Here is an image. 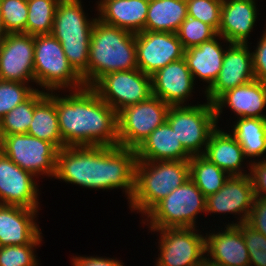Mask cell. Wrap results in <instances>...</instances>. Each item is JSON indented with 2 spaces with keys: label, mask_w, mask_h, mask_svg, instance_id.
Listing matches in <instances>:
<instances>
[{
  "label": "cell",
  "mask_w": 266,
  "mask_h": 266,
  "mask_svg": "<svg viewBox=\"0 0 266 266\" xmlns=\"http://www.w3.org/2000/svg\"><path fill=\"white\" fill-rule=\"evenodd\" d=\"M249 252L250 266H266V237L247 222L237 225Z\"/></svg>",
  "instance_id": "obj_38"
},
{
  "label": "cell",
  "mask_w": 266,
  "mask_h": 266,
  "mask_svg": "<svg viewBox=\"0 0 266 266\" xmlns=\"http://www.w3.org/2000/svg\"><path fill=\"white\" fill-rule=\"evenodd\" d=\"M223 0H188L187 15L210 25L216 32L220 27Z\"/></svg>",
  "instance_id": "obj_36"
},
{
  "label": "cell",
  "mask_w": 266,
  "mask_h": 266,
  "mask_svg": "<svg viewBox=\"0 0 266 266\" xmlns=\"http://www.w3.org/2000/svg\"><path fill=\"white\" fill-rule=\"evenodd\" d=\"M34 177L0 151V204L39 209V186Z\"/></svg>",
  "instance_id": "obj_17"
},
{
  "label": "cell",
  "mask_w": 266,
  "mask_h": 266,
  "mask_svg": "<svg viewBox=\"0 0 266 266\" xmlns=\"http://www.w3.org/2000/svg\"><path fill=\"white\" fill-rule=\"evenodd\" d=\"M40 244L10 245L0 247V266H38L35 249Z\"/></svg>",
  "instance_id": "obj_37"
},
{
  "label": "cell",
  "mask_w": 266,
  "mask_h": 266,
  "mask_svg": "<svg viewBox=\"0 0 266 266\" xmlns=\"http://www.w3.org/2000/svg\"><path fill=\"white\" fill-rule=\"evenodd\" d=\"M137 161H182L192 156L183 148L175 131L165 121L136 149Z\"/></svg>",
  "instance_id": "obj_26"
},
{
  "label": "cell",
  "mask_w": 266,
  "mask_h": 266,
  "mask_svg": "<svg viewBox=\"0 0 266 266\" xmlns=\"http://www.w3.org/2000/svg\"><path fill=\"white\" fill-rule=\"evenodd\" d=\"M187 16L184 0H149L144 31L176 33Z\"/></svg>",
  "instance_id": "obj_29"
},
{
  "label": "cell",
  "mask_w": 266,
  "mask_h": 266,
  "mask_svg": "<svg viewBox=\"0 0 266 266\" xmlns=\"http://www.w3.org/2000/svg\"><path fill=\"white\" fill-rule=\"evenodd\" d=\"M249 46L231 43L226 48L221 70L212 86L204 92L208 102L213 104L225 92L255 79Z\"/></svg>",
  "instance_id": "obj_16"
},
{
  "label": "cell",
  "mask_w": 266,
  "mask_h": 266,
  "mask_svg": "<svg viewBox=\"0 0 266 266\" xmlns=\"http://www.w3.org/2000/svg\"><path fill=\"white\" fill-rule=\"evenodd\" d=\"M189 178V160L137 161L135 189L129 208L143 217Z\"/></svg>",
  "instance_id": "obj_4"
},
{
  "label": "cell",
  "mask_w": 266,
  "mask_h": 266,
  "mask_svg": "<svg viewBox=\"0 0 266 266\" xmlns=\"http://www.w3.org/2000/svg\"><path fill=\"white\" fill-rule=\"evenodd\" d=\"M34 114V93L0 120V135L26 134Z\"/></svg>",
  "instance_id": "obj_32"
},
{
  "label": "cell",
  "mask_w": 266,
  "mask_h": 266,
  "mask_svg": "<svg viewBox=\"0 0 266 266\" xmlns=\"http://www.w3.org/2000/svg\"><path fill=\"white\" fill-rule=\"evenodd\" d=\"M0 80L34 82V36L8 33L0 56Z\"/></svg>",
  "instance_id": "obj_15"
},
{
  "label": "cell",
  "mask_w": 266,
  "mask_h": 266,
  "mask_svg": "<svg viewBox=\"0 0 266 266\" xmlns=\"http://www.w3.org/2000/svg\"><path fill=\"white\" fill-rule=\"evenodd\" d=\"M150 231L160 233L156 266H207L205 236L197 227Z\"/></svg>",
  "instance_id": "obj_11"
},
{
  "label": "cell",
  "mask_w": 266,
  "mask_h": 266,
  "mask_svg": "<svg viewBox=\"0 0 266 266\" xmlns=\"http://www.w3.org/2000/svg\"><path fill=\"white\" fill-rule=\"evenodd\" d=\"M0 151L35 178L55 175L59 149L29 134L0 135Z\"/></svg>",
  "instance_id": "obj_10"
},
{
  "label": "cell",
  "mask_w": 266,
  "mask_h": 266,
  "mask_svg": "<svg viewBox=\"0 0 266 266\" xmlns=\"http://www.w3.org/2000/svg\"><path fill=\"white\" fill-rule=\"evenodd\" d=\"M255 199L249 175L229 176L223 187L206 197V214H234L239 221L227 225L247 222Z\"/></svg>",
  "instance_id": "obj_14"
},
{
  "label": "cell",
  "mask_w": 266,
  "mask_h": 266,
  "mask_svg": "<svg viewBox=\"0 0 266 266\" xmlns=\"http://www.w3.org/2000/svg\"><path fill=\"white\" fill-rule=\"evenodd\" d=\"M2 50H3V40H0V56L2 54Z\"/></svg>",
  "instance_id": "obj_44"
},
{
  "label": "cell",
  "mask_w": 266,
  "mask_h": 266,
  "mask_svg": "<svg viewBox=\"0 0 266 266\" xmlns=\"http://www.w3.org/2000/svg\"><path fill=\"white\" fill-rule=\"evenodd\" d=\"M34 75L35 84L44 92L59 90V93L66 88L70 92L85 87L82 76L70 64L62 45L51 34L34 36Z\"/></svg>",
  "instance_id": "obj_6"
},
{
  "label": "cell",
  "mask_w": 266,
  "mask_h": 266,
  "mask_svg": "<svg viewBox=\"0 0 266 266\" xmlns=\"http://www.w3.org/2000/svg\"><path fill=\"white\" fill-rule=\"evenodd\" d=\"M92 88L117 113L152 96V78L139 69L104 75Z\"/></svg>",
  "instance_id": "obj_12"
},
{
  "label": "cell",
  "mask_w": 266,
  "mask_h": 266,
  "mask_svg": "<svg viewBox=\"0 0 266 266\" xmlns=\"http://www.w3.org/2000/svg\"><path fill=\"white\" fill-rule=\"evenodd\" d=\"M60 0H27L26 34H51L57 4Z\"/></svg>",
  "instance_id": "obj_31"
},
{
  "label": "cell",
  "mask_w": 266,
  "mask_h": 266,
  "mask_svg": "<svg viewBox=\"0 0 266 266\" xmlns=\"http://www.w3.org/2000/svg\"><path fill=\"white\" fill-rule=\"evenodd\" d=\"M7 35H8V32L6 31L4 24H3L1 7H0V40H3Z\"/></svg>",
  "instance_id": "obj_43"
},
{
  "label": "cell",
  "mask_w": 266,
  "mask_h": 266,
  "mask_svg": "<svg viewBox=\"0 0 266 266\" xmlns=\"http://www.w3.org/2000/svg\"><path fill=\"white\" fill-rule=\"evenodd\" d=\"M189 177L205 197L218 192L229 175L203 155L189 159Z\"/></svg>",
  "instance_id": "obj_30"
},
{
  "label": "cell",
  "mask_w": 266,
  "mask_h": 266,
  "mask_svg": "<svg viewBox=\"0 0 266 266\" xmlns=\"http://www.w3.org/2000/svg\"><path fill=\"white\" fill-rule=\"evenodd\" d=\"M151 78L152 95L170 106L186 105L196 84L184 58L167 64Z\"/></svg>",
  "instance_id": "obj_20"
},
{
  "label": "cell",
  "mask_w": 266,
  "mask_h": 266,
  "mask_svg": "<svg viewBox=\"0 0 266 266\" xmlns=\"http://www.w3.org/2000/svg\"><path fill=\"white\" fill-rule=\"evenodd\" d=\"M256 4V0H223L217 34L229 43L250 44L247 38L259 14Z\"/></svg>",
  "instance_id": "obj_22"
},
{
  "label": "cell",
  "mask_w": 266,
  "mask_h": 266,
  "mask_svg": "<svg viewBox=\"0 0 266 266\" xmlns=\"http://www.w3.org/2000/svg\"><path fill=\"white\" fill-rule=\"evenodd\" d=\"M56 92H34V114L27 134L54 144L59 150L64 148L59 130L56 111Z\"/></svg>",
  "instance_id": "obj_27"
},
{
  "label": "cell",
  "mask_w": 266,
  "mask_h": 266,
  "mask_svg": "<svg viewBox=\"0 0 266 266\" xmlns=\"http://www.w3.org/2000/svg\"><path fill=\"white\" fill-rule=\"evenodd\" d=\"M252 52L254 78L266 82V28Z\"/></svg>",
  "instance_id": "obj_40"
},
{
  "label": "cell",
  "mask_w": 266,
  "mask_h": 266,
  "mask_svg": "<svg viewBox=\"0 0 266 266\" xmlns=\"http://www.w3.org/2000/svg\"><path fill=\"white\" fill-rule=\"evenodd\" d=\"M247 223L266 237V198L255 197Z\"/></svg>",
  "instance_id": "obj_41"
},
{
  "label": "cell",
  "mask_w": 266,
  "mask_h": 266,
  "mask_svg": "<svg viewBox=\"0 0 266 266\" xmlns=\"http://www.w3.org/2000/svg\"><path fill=\"white\" fill-rule=\"evenodd\" d=\"M136 162V150L119 145L64 147L57 153L54 178L93 190L123 188L130 202Z\"/></svg>",
  "instance_id": "obj_1"
},
{
  "label": "cell",
  "mask_w": 266,
  "mask_h": 266,
  "mask_svg": "<svg viewBox=\"0 0 266 266\" xmlns=\"http://www.w3.org/2000/svg\"><path fill=\"white\" fill-rule=\"evenodd\" d=\"M73 266H124V263L118 259L99 256H73Z\"/></svg>",
  "instance_id": "obj_42"
},
{
  "label": "cell",
  "mask_w": 266,
  "mask_h": 266,
  "mask_svg": "<svg viewBox=\"0 0 266 266\" xmlns=\"http://www.w3.org/2000/svg\"><path fill=\"white\" fill-rule=\"evenodd\" d=\"M138 69L135 33L106 24L98 18L90 37L88 71L82 76L92 87L106 74Z\"/></svg>",
  "instance_id": "obj_3"
},
{
  "label": "cell",
  "mask_w": 266,
  "mask_h": 266,
  "mask_svg": "<svg viewBox=\"0 0 266 266\" xmlns=\"http://www.w3.org/2000/svg\"><path fill=\"white\" fill-rule=\"evenodd\" d=\"M166 121L191 156L203 155L211 133L218 127L214 105L208 101L170 106Z\"/></svg>",
  "instance_id": "obj_8"
},
{
  "label": "cell",
  "mask_w": 266,
  "mask_h": 266,
  "mask_svg": "<svg viewBox=\"0 0 266 266\" xmlns=\"http://www.w3.org/2000/svg\"><path fill=\"white\" fill-rule=\"evenodd\" d=\"M85 14L81 0H60L51 32L81 76L88 71L90 37L97 20V17L90 20Z\"/></svg>",
  "instance_id": "obj_5"
},
{
  "label": "cell",
  "mask_w": 266,
  "mask_h": 266,
  "mask_svg": "<svg viewBox=\"0 0 266 266\" xmlns=\"http://www.w3.org/2000/svg\"><path fill=\"white\" fill-rule=\"evenodd\" d=\"M217 124L224 107L231 108L236 118H266V82L256 79L222 94L214 103Z\"/></svg>",
  "instance_id": "obj_21"
},
{
  "label": "cell",
  "mask_w": 266,
  "mask_h": 266,
  "mask_svg": "<svg viewBox=\"0 0 266 266\" xmlns=\"http://www.w3.org/2000/svg\"><path fill=\"white\" fill-rule=\"evenodd\" d=\"M223 40L219 42L218 40ZM226 43L225 45L222 43ZM228 43V44H227ZM221 35L217 34L211 40L198 46L189 47L184 51V59L189 68L194 82L198 77L200 81L207 83L204 92L207 91L216 80L224 60L226 48L230 45Z\"/></svg>",
  "instance_id": "obj_23"
},
{
  "label": "cell",
  "mask_w": 266,
  "mask_h": 266,
  "mask_svg": "<svg viewBox=\"0 0 266 266\" xmlns=\"http://www.w3.org/2000/svg\"><path fill=\"white\" fill-rule=\"evenodd\" d=\"M228 132L218 126L211 133L203 156L229 176L249 175L243 166L244 160H247L243 149L231 132Z\"/></svg>",
  "instance_id": "obj_25"
},
{
  "label": "cell",
  "mask_w": 266,
  "mask_h": 266,
  "mask_svg": "<svg viewBox=\"0 0 266 266\" xmlns=\"http://www.w3.org/2000/svg\"><path fill=\"white\" fill-rule=\"evenodd\" d=\"M176 34L186 50L189 47L198 46L203 42L211 40L217 35V32L210 25L187 16Z\"/></svg>",
  "instance_id": "obj_33"
},
{
  "label": "cell",
  "mask_w": 266,
  "mask_h": 266,
  "mask_svg": "<svg viewBox=\"0 0 266 266\" xmlns=\"http://www.w3.org/2000/svg\"><path fill=\"white\" fill-rule=\"evenodd\" d=\"M170 105L152 95L148 99L124 107L117 113L118 145L137 149L166 121Z\"/></svg>",
  "instance_id": "obj_9"
},
{
  "label": "cell",
  "mask_w": 266,
  "mask_h": 266,
  "mask_svg": "<svg viewBox=\"0 0 266 266\" xmlns=\"http://www.w3.org/2000/svg\"><path fill=\"white\" fill-rule=\"evenodd\" d=\"M98 19L132 33L144 31L149 0L97 1Z\"/></svg>",
  "instance_id": "obj_24"
},
{
  "label": "cell",
  "mask_w": 266,
  "mask_h": 266,
  "mask_svg": "<svg viewBox=\"0 0 266 266\" xmlns=\"http://www.w3.org/2000/svg\"><path fill=\"white\" fill-rule=\"evenodd\" d=\"M135 43L138 69L149 76L184 57L185 49L176 33L142 31L135 34Z\"/></svg>",
  "instance_id": "obj_13"
},
{
  "label": "cell",
  "mask_w": 266,
  "mask_h": 266,
  "mask_svg": "<svg viewBox=\"0 0 266 266\" xmlns=\"http://www.w3.org/2000/svg\"><path fill=\"white\" fill-rule=\"evenodd\" d=\"M36 90L28 83L0 80V120Z\"/></svg>",
  "instance_id": "obj_34"
},
{
  "label": "cell",
  "mask_w": 266,
  "mask_h": 266,
  "mask_svg": "<svg viewBox=\"0 0 266 266\" xmlns=\"http://www.w3.org/2000/svg\"><path fill=\"white\" fill-rule=\"evenodd\" d=\"M56 111L64 147L118 146L117 112L92 87L56 93Z\"/></svg>",
  "instance_id": "obj_2"
},
{
  "label": "cell",
  "mask_w": 266,
  "mask_h": 266,
  "mask_svg": "<svg viewBox=\"0 0 266 266\" xmlns=\"http://www.w3.org/2000/svg\"><path fill=\"white\" fill-rule=\"evenodd\" d=\"M255 197L266 198V159L247 163Z\"/></svg>",
  "instance_id": "obj_39"
},
{
  "label": "cell",
  "mask_w": 266,
  "mask_h": 266,
  "mask_svg": "<svg viewBox=\"0 0 266 266\" xmlns=\"http://www.w3.org/2000/svg\"><path fill=\"white\" fill-rule=\"evenodd\" d=\"M213 232L205 233L207 266H250L249 252L237 225H225L224 230Z\"/></svg>",
  "instance_id": "obj_19"
},
{
  "label": "cell",
  "mask_w": 266,
  "mask_h": 266,
  "mask_svg": "<svg viewBox=\"0 0 266 266\" xmlns=\"http://www.w3.org/2000/svg\"><path fill=\"white\" fill-rule=\"evenodd\" d=\"M206 213V197L189 178L158 202L145 216L150 230L196 228L197 216Z\"/></svg>",
  "instance_id": "obj_7"
},
{
  "label": "cell",
  "mask_w": 266,
  "mask_h": 266,
  "mask_svg": "<svg viewBox=\"0 0 266 266\" xmlns=\"http://www.w3.org/2000/svg\"><path fill=\"white\" fill-rule=\"evenodd\" d=\"M4 27L8 33H26L27 0H0Z\"/></svg>",
  "instance_id": "obj_35"
},
{
  "label": "cell",
  "mask_w": 266,
  "mask_h": 266,
  "mask_svg": "<svg viewBox=\"0 0 266 266\" xmlns=\"http://www.w3.org/2000/svg\"><path fill=\"white\" fill-rule=\"evenodd\" d=\"M231 126V134L236 138L243 149L244 155L251 163L255 159H266V118H237ZM265 154V155H264ZM254 157V159H253ZM262 157V159H261ZM265 157V158H264ZM260 158V159H258ZM253 159V160H252Z\"/></svg>",
  "instance_id": "obj_28"
},
{
  "label": "cell",
  "mask_w": 266,
  "mask_h": 266,
  "mask_svg": "<svg viewBox=\"0 0 266 266\" xmlns=\"http://www.w3.org/2000/svg\"><path fill=\"white\" fill-rule=\"evenodd\" d=\"M38 209L0 204V247L41 244L42 231L36 223Z\"/></svg>",
  "instance_id": "obj_18"
}]
</instances>
